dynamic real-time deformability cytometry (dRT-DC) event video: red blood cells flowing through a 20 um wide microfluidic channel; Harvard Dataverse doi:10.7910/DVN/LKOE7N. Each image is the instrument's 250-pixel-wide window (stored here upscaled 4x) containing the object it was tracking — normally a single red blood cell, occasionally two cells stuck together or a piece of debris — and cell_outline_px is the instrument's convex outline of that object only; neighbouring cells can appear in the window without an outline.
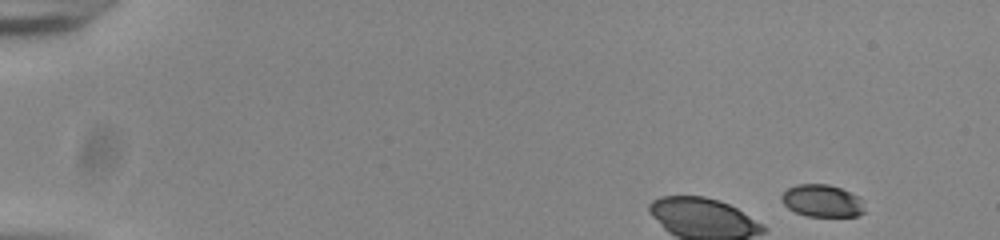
{"species": "common noctule bat (a hibernating species)", "species_latin": "Nyctalus noctula", "temperature_condition": "room temperature", "stored_images_in_passage": 6, "camera_frame_rate_fps": 3000, "um_per_image_px": 0.085, "animal": {"sex": "male", "body_mass_g": 20.0, "forearm_length_mm": 53.3}, "frame": {"image": 1, "passage_image": 1, "time_ms": 0.0, "image_size_px": [1000, 240], "cell_outline_px": [[864, 212], [856, 216], [808, 216], [796, 212], [788, 208], [780, 200], [780, 196], [788, 188], [796, 184], [828, 184], [840, 188], [856, 196], [860, 200]], "centroid_in_image_um": [69.82, 17.06], "position_along_channel_um": 15.2, "area_um2": 15.37}}